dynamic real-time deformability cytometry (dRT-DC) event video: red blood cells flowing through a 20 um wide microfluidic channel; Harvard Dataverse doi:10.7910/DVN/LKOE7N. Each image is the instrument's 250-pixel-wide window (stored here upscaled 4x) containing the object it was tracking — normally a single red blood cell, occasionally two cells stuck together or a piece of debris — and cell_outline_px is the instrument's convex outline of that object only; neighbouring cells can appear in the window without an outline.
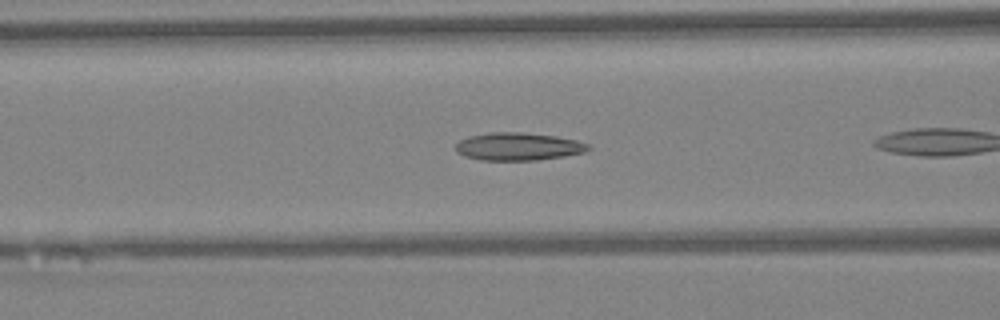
{"species": "Egyptian fruit bat (a non-hibernating species)", "species_latin": "Rousettus aegyptiacus", "temperature_condition": "warm", "stored_images_in_passage": 10, "camera_frame_rate_fps": 3000, "um_per_image_px": 0.085, "animal": {"sex": "female"}, "frame": {"image": 1, "passage_image": 5, "time_ms": 1.333, "image_size_px": [1000, 320], "cell_outline_px": [[592, 148], [584, 152], [564, 156], [536, 160], [480, 160], [464, 156], [456, 152], [456, 144], [460, 140], [468, 136], [492, 132], [520, 132], [556, 136], [576, 140], [588, 144]], "centroid_in_image_um": [44.04, 12.45], "position_along_channel_um": 122.6, "area_um2": 21.44}}